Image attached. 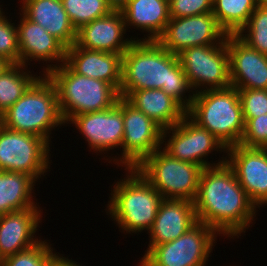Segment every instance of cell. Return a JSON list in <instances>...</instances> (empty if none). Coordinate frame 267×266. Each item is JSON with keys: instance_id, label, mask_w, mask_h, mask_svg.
Listing matches in <instances>:
<instances>
[{"instance_id": "obj_35", "label": "cell", "mask_w": 267, "mask_h": 266, "mask_svg": "<svg viewBox=\"0 0 267 266\" xmlns=\"http://www.w3.org/2000/svg\"><path fill=\"white\" fill-rule=\"evenodd\" d=\"M58 255L55 257L52 266H82L77 264V262L70 260L68 257H63L64 255L57 252Z\"/></svg>"}, {"instance_id": "obj_36", "label": "cell", "mask_w": 267, "mask_h": 266, "mask_svg": "<svg viewBox=\"0 0 267 266\" xmlns=\"http://www.w3.org/2000/svg\"><path fill=\"white\" fill-rule=\"evenodd\" d=\"M113 10H121L128 0H106Z\"/></svg>"}, {"instance_id": "obj_28", "label": "cell", "mask_w": 267, "mask_h": 266, "mask_svg": "<svg viewBox=\"0 0 267 266\" xmlns=\"http://www.w3.org/2000/svg\"><path fill=\"white\" fill-rule=\"evenodd\" d=\"M62 3L76 31L113 10L106 0H62Z\"/></svg>"}, {"instance_id": "obj_33", "label": "cell", "mask_w": 267, "mask_h": 266, "mask_svg": "<svg viewBox=\"0 0 267 266\" xmlns=\"http://www.w3.org/2000/svg\"><path fill=\"white\" fill-rule=\"evenodd\" d=\"M244 119L267 113V89H238Z\"/></svg>"}, {"instance_id": "obj_25", "label": "cell", "mask_w": 267, "mask_h": 266, "mask_svg": "<svg viewBox=\"0 0 267 266\" xmlns=\"http://www.w3.org/2000/svg\"><path fill=\"white\" fill-rule=\"evenodd\" d=\"M35 183L36 180L27 174L0 171V216L37 207L32 196Z\"/></svg>"}, {"instance_id": "obj_2", "label": "cell", "mask_w": 267, "mask_h": 266, "mask_svg": "<svg viewBox=\"0 0 267 266\" xmlns=\"http://www.w3.org/2000/svg\"><path fill=\"white\" fill-rule=\"evenodd\" d=\"M145 89H162L186 111L195 95L177 55L156 40H135L122 56L119 95L126 98L132 91ZM187 92H191L188 98Z\"/></svg>"}, {"instance_id": "obj_38", "label": "cell", "mask_w": 267, "mask_h": 266, "mask_svg": "<svg viewBox=\"0 0 267 266\" xmlns=\"http://www.w3.org/2000/svg\"><path fill=\"white\" fill-rule=\"evenodd\" d=\"M257 4L267 8V0H257Z\"/></svg>"}, {"instance_id": "obj_24", "label": "cell", "mask_w": 267, "mask_h": 266, "mask_svg": "<svg viewBox=\"0 0 267 266\" xmlns=\"http://www.w3.org/2000/svg\"><path fill=\"white\" fill-rule=\"evenodd\" d=\"M125 99L163 129L176 125L186 115V110L162 89L132 91Z\"/></svg>"}, {"instance_id": "obj_22", "label": "cell", "mask_w": 267, "mask_h": 266, "mask_svg": "<svg viewBox=\"0 0 267 266\" xmlns=\"http://www.w3.org/2000/svg\"><path fill=\"white\" fill-rule=\"evenodd\" d=\"M21 12L41 25L66 48L76 43L77 31L73 27L62 0H21Z\"/></svg>"}, {"instance_id": "obj_34", "label": "cell", "mask_w": 267, "mask_h": 266, "mask_svg": "<svg viewBox=\"0 0 267 266\" xmlns=\"http://www.w3.org/2000/svg\"><path fill=\"white\" fill-rule=\"evenodd\" d=\"M212 12V0H169L170 18L196 16Z\"/></svg>"}, {"instance_id": "obj_5", "label": "cell", "mask_w": 267, "mask_h": 266, "mask_svg": "<svg viewBox=\"0 0 267 266\" xmlns=\"http://www.w3.org/2000/svg\"><path fill=\"white\" fill-rule=\"evenodd\" d=\"M4 127L28 133L51 142V131L65 126L60 114L55 86L46 75L27 89L7 111L1 115Z\"/></svg>"}, {"instance_id": "obj_11", "label": "cell", "mask_w": 267, "mask_h": 266, "mask_svg": "<svg viewBox=\"0 0 267 266\" xmlns=\"http://www.w3.org/2000/svg\"><path fill=\"white\" fill-rule=\"evenodd\" d=\"M177 56L195 94L231 86L226 42L190 47Z\"/></svg>"}, {"instance_id": "obj_13", "label": "cell", "mask_w": 267, "mask_h": 266, "mask_svg": "<svg viewBox=\"0 0 267 266\" xmlns=\"http://www.w3.org/2000/svg\"><path fill=\"white\" fill-rule=\"evenodd\" d=\"M227 33L212 12L196 16L170 18L156 40L167 51L178 55L194 46L218 45L226 42Z\"/></svg>"}, {"instance_id": "obj_6", "label": "cell", "mask_w": 267, "mask_h": 266, "mask_svg": "<svg viewBox=\"0 0 267 266\" xmlns=\"http://www.w3.org/2000/svg\"><path fill=\"white\" fill-rule=\"evenodd\" d=\"M186 114L226 148L240 144L245 121L238 89L230 86L198 92Z\"/></svg>"}, {"instance_id": "obj_16", "label": "cell", "mask_w": 267, "mask_h": 266, "mask_svg": "<svg viewBox=\"0 0 267 266\" xmlns=\"http://www.w3.org/2000/svg\"><path fill=\"white\" fill-rule=\"evenodd\" d=\"M230 81L236 89H267V55L243 42L236 34H227Z\"/></svg>"}, {"instance_id": "obj_3", "label": "cell", "mask_w": 267, "mask_h": 266, "mask_svg": "<svg viewBox=\"0 0 267 266\" xmlns=\"http://www.w3.org/2000/svg\"><path fill=\"white\" fill-rule=\"evenodd\" d=\"M45 66L43 75L55 86L60 114L66 124L79 114L109 109L120 98L108 82L77 74L65 62Z\"/></svg>"}, {"instance_id": "obj_30", "label": "cell", "mask_w": 267, "mask_h": 266, "mask_svg": "<svg viewBox=\"0 0 267 266\" xmlns=\"http://www.w3.org/2000/svg\"><path fill=\"white\" fill-rule=\"evenodd\" d=\"M46 240L4 259L3 266H52L58 255Z\"/></svg>"}, {"instance_id": "obj_8", "label": "cell", "mask_w": 267, "mask_h": 266, "mask_svg": "<svg viewBox=\"0 0 267 266\" xmlns=\"http://www.w3.org/2000/svg\"><path fill=\"white\" fill-rule=\"evenodd\" d=\"M217 235L208 225L197 222L179 238L154 245L138 266H205Z\"/></svg>"}, {"instance_id": "obj_26", "label": "cell", "mask_w": 267, "mask_h": 266, "mask_svg": "<svg viewBox=\"0 0 267 266\" xmlns=\"http://www.w3.org/2000/svg\"><path fill=\"white\" fill-rule=\"evenodd\" d=\"M23 64H11L0 75V115L19 100L40 77L33 75Z\"/></svg>"}, {"instance_id": "obj_19", "label": "cell", "mask_w": 267, "mask_h": 266, "mask_svg": "<svg viewBox=\"0 0 267 266\" xmlns=\"http://www.w3.org/2000/svg\"><path fill=\"white\" fill-rule=\"evenodd\" d=\"M198 222L194 202L188 200L163 199L157 215L148 231V252L154 245L170 242L185 234Z\"/></svg>"}, {"instance_id": "obj_4", "label": "cell", "mask_w": 267, "mask_h": 266, "mask_svg": "<svg viewBox=\"0 0 267 266\" xmlns=\"http://www.w3.org/2000/svg\"><path fill=\"white\" fill-rule=\"evenodd\" d=\"M125 178L115 182L107 205V215L123 233H141L151 229L162 195L136 168H125ZM126 231V232H125Z\"/></svg>"}, {"instance_id": "obj_21", "label": "cell", "mask_w": 267, "mask_h": 266, "mask_svg": "<svg viewBox=\"0 0 267 266\" xmlns=\"http://www.w3.org/2000/svg\"><path fill=\"white\" fill-rule=\"evenodd\" d=\"M122 56L123 54L84 49L75 43L66 48L65 63L75 73L108 82L119 92Z\"/></svg>"}, {"instance_id": "obj_7", "label": "cell", "mask_w": 267, "mask_h": 266, "mask_svg": "<svg viewBox=\"0 0 267 266\" xmlns=\"http://www.w3.org/2000/svg\"><path fill=\"white\" fill-rule=\"evenodd\" d=\"M136 169L162 195L163 199L194 202L203 168L178 160L162 147L145 158Z\"/></svg>"}, {"instance_id": "obj_9", "label": "cell", "mask_w": 267, "mask_h": 266, "mask_svg": "<svg viewBox=\"0 0 267 266\" xmlns=\"http://www.w3.org/2000/svg\"><path fill=\"white\" fill-rule=\"evenodd\" d=\"M50 144L32 134L0 126V171L24 173L36 181L50 169Z\"/></svg>"}, {"instance_id": "obj_37", "label": "cell", "mask_w": 267, "mask_h": 266, "mask_svg": "<svg viewBox=\"0 0 267 266\" xmlns=\"http://www.w3.org/2000/svg\"><path fill=\"white\" fill-rule=\"evenodd\" d=\"M12 63L9 62L5 58L0 57V75L11 65Z\"/></svg>"}, {"instance_id": "obj_29", "label": "cell", "mask_w": 267, "mask_h": 266, "mask_svg": "<svg viewBox=\"0 0 267 266\" xmlns=\"http://www.w3.org/2000/svg\"><path fill=\"white\" fill-rule=\"evenodd\" d=\"M236 35L254 50L267 55V8L257 5L247 24Z\"/></svg>"}, {"instance_id": "obj_12", "label": "cell", "mask_w": 267, "mask_h": 266, "mask_svg": "<svg viewBox=\"0 0 267 266\" xmlns=\"http://www.w3.org/2000/svg\"><path fill=\"white\" fill-rule=\"evenodd\" d=\"M124 135L121 157L113 163L124 168H136L145 158L162 146L163 128L122 98ZM117 157V158H116Z\"/></svg>"}, {"instance_id": "obj_20", "label": "cell", "mask_w": 267, "mask_h": 266, "mask_svg": "<svg viewBox=\"0 0 267 266\" xmlns=\"http://www.w3.org/2000/svg\"><path fill=\"white\" fill-rule=\"evenodd\" d=\"M40 209L38 205L0 216V253L4 259L41 241L34 236L42 222Z\"/></svg>"}, {"instance_id": "obj_14", "label": "cell", "mask_w": 267, "mask_h": 266, "mask_svg": "<svg viewBox=\"0 0 267 266\" xmlns=\"http://www.w3.org/2000/svg\"><path fill=\"white\" fill-rule=\"evenodd\" d=\"M68 123L74 124L96 154L121 149L124 135L122 97L109 109L79 114Z\"/></svg>"}, {"instance_id": "obj_31", "label": "cell", "mask_w": 267, "mask_h": 266, "mask_svg": "<svg viewBox=\"0 0 267 266\" xmlns=\"http://www.w3.org/2000/svg\"><path fill=\"white\" fill-rule=\"evenodd\" d=\"M3 10L0 12V57L12 64L20 63L17 28L11 19H7Z\"/></svg>"}, {"instance_id": "obj_17", "label": "cell", "mask_w": 267, "mask_h": 266, "mask_svg": "<svg viewBox=\"0 0 267 266\" xmlns=\"http://www.w3.org/2000/svg\"><path fill=\"white\" fill-rule=\"evenodd\" d=\"M126 30L121 10H112L77 30L76 44L88 50L123 54L138 40L132 36L124 39Z\"/></svg>"}, {"instance_id": "obj_27", "label": "cell", "mask_w": 267, "mask_h": 266, "mask_svg": "<svg viewBox=\"0 0 267 266\" xmlns=\"http://www.w3.org/2000/svg\"><path fill=\"white\" fill-rule=\"evenodd\" d=\"M257 5V0H212V13L227 34H237Z\"/></svg>"}, {"instance_id": "obj_32", "label": "cell", "mask_w": 267, "mask_h": 266, "mask_svg": "<svg viewBox=\"0 0 267 266\" xmlns=\"http://www.w3.org/2000/svg\"><path fill=\"white\" fill-rule=\"evenodd\" d=\"M244 121L240 145L247 148H267V113Z\"/></svg>"}, {"instance_id": "obj_18", "label": "cell", "mask_w": 267, "mask_h": 266, "mask_svg": "<svg viewBox=\"0 0 267 266\" xmlns=\"http://www.w3.org/2000/svg\"><path fill=\"white\" fill-rule=\"evenodd\" d=\"M18 14L21 16L16 25L20 63L27 67L33 60L63 64L66 60V47L41 25L29 20L22 12Z\"/></svg>"}, {"instance_id": "obj_39", "label": "cell", "mask_w": 267, "mask_h": 266, "mask_svg": "<svg viewBox=\"0 0 267 266\" xmlns=\"http://www.w3.org/2000/svg\"><path fill=\"white\" fill-rule=\"evenodd\" d=\"M3 264H4V258L0 253V266H3Z\"/></svg>"}, {"instance_id": "obj_15", "label": "cell", "mask_w": 267, "mask_h": 266, "mask_svg": "<svg viewBox=\"0 0 267 266\" xmlns=\"http://www.w3.org/2000/svg\"><path fill=\"white\" fill-rule=\"evenodd\" d=\"M226 162L257 208L267 205V148H227Z\"/></svg>"}, {"instance_id": "obj_23", "label": "cell", "mask_w": 267, "mask_h": 266, "mask_svg": "<svg viewBox=\"0 0 267 266\" xmlns=\"http://www.w3.org/2000/svg\"><path fill=\"white\" fill-rule=\"evenodd\" d=\"M121 12L126 28L149 33L138 40H157L170 20L169 0H128Z\"/></svg>"}, {"instance_id": "obj_10", "label": "cell", "mask_w": 267, "mask_h": 266, "mask_svg": "<svg viewBox=\"0 0 267 266\" xmlns=\"http://www.w3.org/2000/svg\"><path fill=\"white\" fill-rule=\"evenodd\" d=\"M161 146H165L162 149L171 157L195 163L202 168L223 164L227 159L224 157L227 148L223 143L207 129L194 122L187 114L176 125L163 129ZM213 151L224 152L223 157L217 163L207 161L208 155Z\"/></svg>"}, {"instance_id": "obj_1", "label": "cell", "mask_w": 267, "mask_h": 266, "mask_svg": "<svg viewBox=\"0 0 267 266\" xmlns=\"http://www.w3.org/2000/svg\"><path fill=\"white\" fill-rule=\"evenodd\" d=\"M194 208L198 222L232 239L252 227L258 211L227 162L203 168Z\"/></svg>"}]
</instances>
